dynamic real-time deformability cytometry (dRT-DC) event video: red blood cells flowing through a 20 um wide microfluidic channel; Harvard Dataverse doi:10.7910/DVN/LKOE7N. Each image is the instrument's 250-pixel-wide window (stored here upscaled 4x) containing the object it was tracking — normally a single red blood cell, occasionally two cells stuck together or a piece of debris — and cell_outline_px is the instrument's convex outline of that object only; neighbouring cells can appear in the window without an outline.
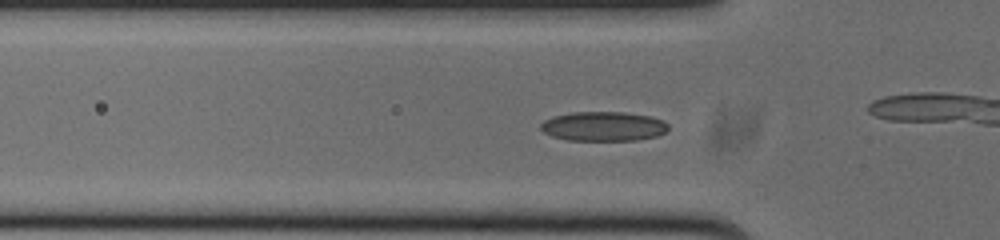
{"species": "common noctule bat (a hibernating species)", "species_latin": "Nyctalus noctula", "temperature_condition": "cold", "stored_images_in_passage": 53, "camera_frame_rate_fps": 3000, "um_per_image_px": 0.085, "animal": {"sex": "male", "body_mass_g": 20.0, "forearm_length_mm": 53.3}, "frame": {"image": 1, "passage_image": 15, "time_ms": 4.667, "image_size_px": [1000, 240], "cell_outline_px": [[668, 128], [664, 132], [656, 136], [636, 140], [568, 140], [552, 136], [544, 132], [540, 128], [540, 124], [544, 120], [556, 116], [572, 112], [624, 112], [648, 116], [664, 120], [668, 124]], "centroid_in_image_um": [51.29, 10.74], "position_along_channel_um": 74.5, "area_um2": 21.73}}
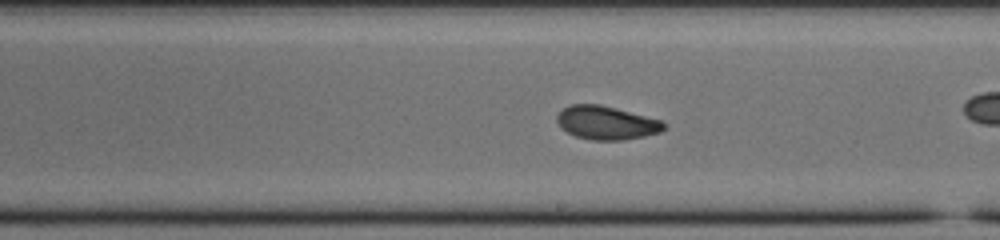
{"frame": {"image": 2, "passage_image": 28, "time_ms": 9.0, "image_size_px": [1000, 240], "cell_outline_px": [[664, 128], [660, 132], [644, 136], [624, 140], [592, 140], [576, 136], [560, 128], [556, 120], [556, 116], [564, 108], [572, 104], [600, 104], [616, 108], [660, 120], [664, 124]], "centroid_in_image_um": [51.51, 10.44], "position_along_channel_um": 237.5, "area_um2": 20.69}}
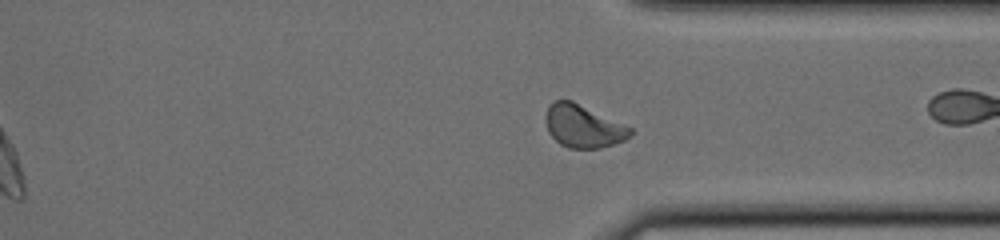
{"frame": {"image": 3, "passage_image": 38, "time_ms": 12.333, "image_size_px": [1000, 240], "cell_outline_px": [[632, 136], [624, 140], [600, 148], [568, 148], [560, 144], [548, 132], [544, 116], [548, 104], [556, 100], [572, 100], [632, 128]], "centroid_in_image_um": [49.54, 10.72], "position_along_channel_um": 361.9, "area_um2": 21.1}, "authors_computed_cell_mechanics": {"area_um2": 20.8658, "velocity_mm_per_s": 3.7526, "shape_relaxation_time_tau1_ms": 5.5562, "shape_relaxation_time_tau2_ms": 1.8602, "deformation_change_tau1": 0.1523, "deformation_change_tau2": 0.0639}}